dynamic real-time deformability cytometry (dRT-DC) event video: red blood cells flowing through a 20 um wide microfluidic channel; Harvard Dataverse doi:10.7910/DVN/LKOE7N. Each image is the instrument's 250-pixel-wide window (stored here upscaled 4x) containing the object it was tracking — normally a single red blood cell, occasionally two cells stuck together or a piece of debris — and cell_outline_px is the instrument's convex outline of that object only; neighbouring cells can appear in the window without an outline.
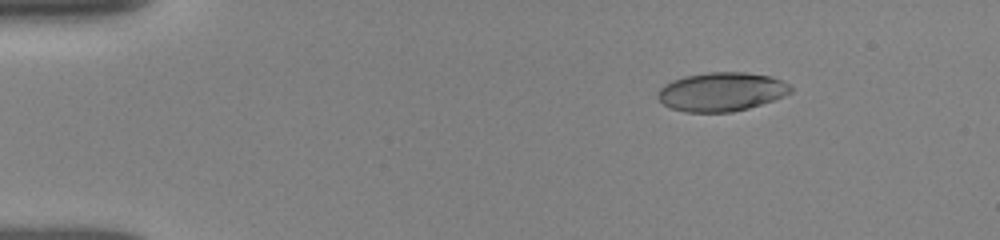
{"species": "human", "species_latin": "Homo sapiens", "temperature_condition": "room temperature", "stored_images_in_passage": 24, "camera_frame_rate_fps": 3000, "um_per_image_px": 0.085, "donor": {"sex": "female"}, "frame": {"image": 1, "passage_image": 1, "time_ms": 0.0, "image_size_px": [1000, 240], "cell_outline_px": [[792, 92], [784, 96], [748, 108], [732, 112], [684, 112], [672, 108], [664, 104], [656, 96], [660, 88], [664, 84], [672, 80], [684, 76], [708, 72], [744, 72], [768, 76], [780, 80], [788, 84], [792, 88]], "centroid_in_image_um": [61.3, 7.8], "position_along_channel_um": 23.7, "area_um2": 29.94}}
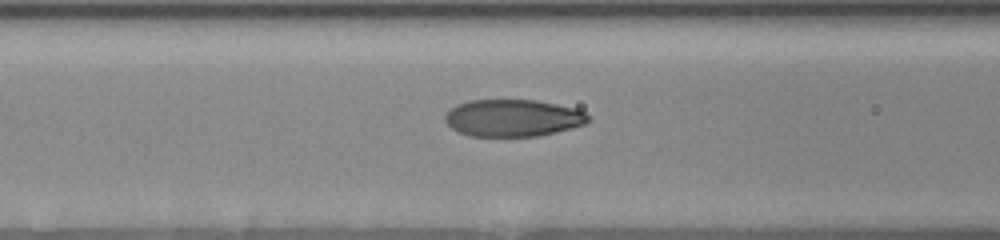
{"frame": {"image": 2, "passage_image": 16, "time_ms": 4.667, "image_size_px": [1000, 240], "cell_outline_px": [[588, 120], [584, 124], [536, 136], [468, 136], [452, 128], [444, 120], [444, 116], [456, 104], [468, 100], [536, 100], [576, 108], [584, 112], [588, 116]], "centroid_in_image_um": [43.55, 10.01], "position_along_channel_um": 123.1, "area_um2": 30.63}}
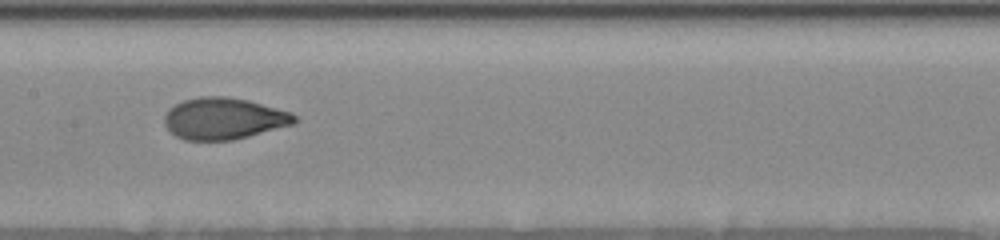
{"frame": {"image": 3, "passage_image": 23, "time_ms": 6.333, "image_size_px": [1000, 240], "cell_outline_px": [[296, 124], [232, 140], [184, 140], [176, 136], [164, 124], [164, 116], [168, 108], [184, 100], [200, 96], [228, 96], [248, 100], [292, 112], [296, 116]], "centroid_in_image_um": [19.03, 10.07], "position_along_channel_um": 188.4, "area_um2": 31.67}}